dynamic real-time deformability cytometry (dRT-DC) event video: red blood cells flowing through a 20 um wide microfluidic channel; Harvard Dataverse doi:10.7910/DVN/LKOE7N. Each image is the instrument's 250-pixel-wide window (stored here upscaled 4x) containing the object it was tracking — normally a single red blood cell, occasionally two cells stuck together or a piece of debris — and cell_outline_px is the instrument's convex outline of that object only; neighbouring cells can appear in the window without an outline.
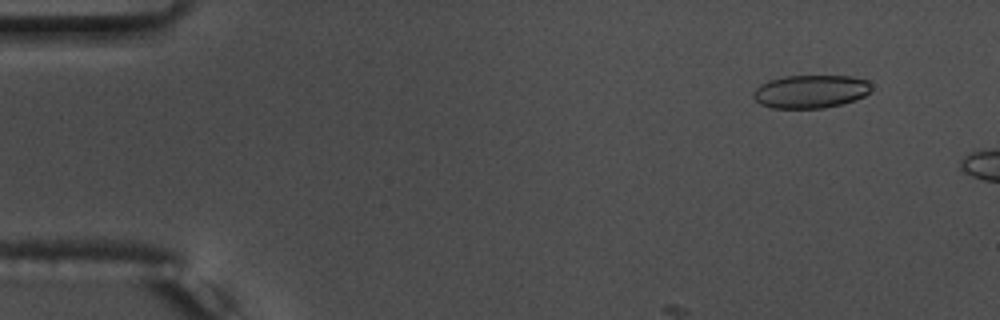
{"species": "common noctule bat (a hibernating species)", "species_latin": "Nyctalus noctula", "temperature_condition": "warm", "stored_images_in_passage": 20, "camera_frame_rate_fps": 3000, "um_per_image_px": 0.085, "animal": {"sex": "male", "body_mass_g": 17.5, "forearm_length_mm": 52.3}, "frame": {"image": 1, "passage_image": 5, "time_ms": 1.333, "image_size_px": [1000, 320], "cell_outline_px": [[872, 92], [856, 100], [824, 108], [772, 108], [760, 104], [752, 96], [752, 92], [760, 84], [768, 80], [784, 76], [852, 76], [868, 80], [872, 84]], "centroid_in_image_um": [68.92, 7.77], "position_along_channel_um": 16.1, "area_um2": 23.12}}